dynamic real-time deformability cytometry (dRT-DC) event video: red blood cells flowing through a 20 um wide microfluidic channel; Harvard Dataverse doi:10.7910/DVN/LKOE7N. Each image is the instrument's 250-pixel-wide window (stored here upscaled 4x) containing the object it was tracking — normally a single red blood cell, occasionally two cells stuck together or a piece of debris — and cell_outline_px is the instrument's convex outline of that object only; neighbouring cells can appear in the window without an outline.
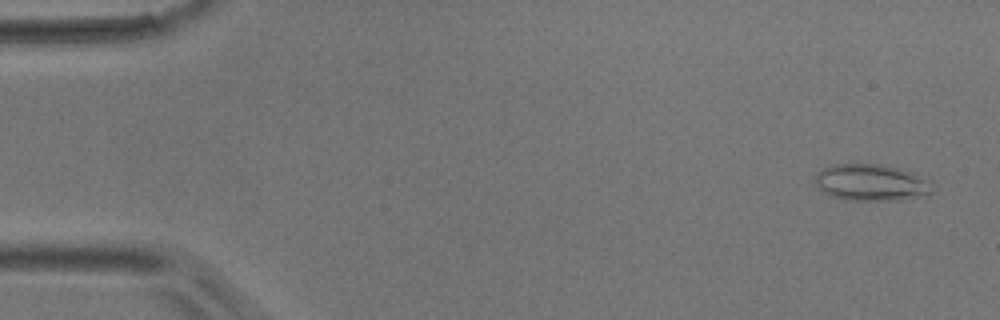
{"species": "common noctule bat (a hibernating species)", "species_latin": "Nyctalus noctula", "temperature_condition": "room temperature", "stored_images_in_passage": 48, "camera_frame_rate_fps": 3000, "um_per_image_px": 0.085, "animal": {"sex": "male", "body_mass_g": 17.9}, "frame": {"image": 1, "passage_image": 2, "time_ms": 0.333, "image_size_px": [1000, 320], "cell_outline_px": [[936, 188], [928, 196], [900, 200], [844, 200], [832, 196], [824, 192], [816, 184], [816, 172], [832, 164], [880, 164], [912, 172], [932, 180], [936, 184]], "centroid_in_image_um": [74.16, 15.53], "position_along_channel_um": 10.8, "area_um2": 25.49}}
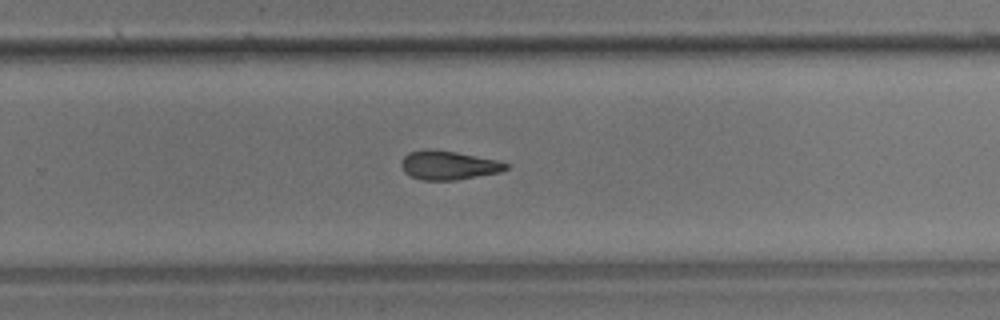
{"frame": {"image": 2, "passage_image": 31, "time_ms": 10.0, "image_size_px": [1000, 320], "cell_outline_px": [[508, 168], [500, 172], [456, 180], [420, 180], [404, 172], [400, 164], [400, 160], [408, 152], [424, 148], [432, 148], [456, 152], [500, 160], [508, 164]], "centroid_in_image_um": [38.09, 14.03], "position_along_channel_um": 291.7, "area_um2": 17.92}}
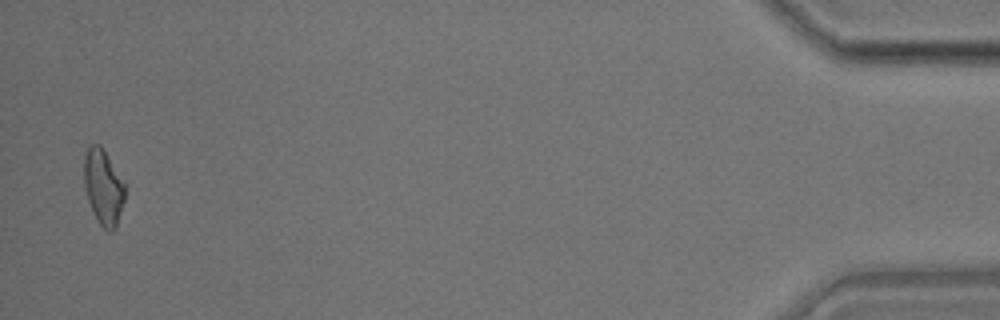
{"frame": {"image": 3, "passage_image": 47, "time_ms": 15.333, "image_size_px": [1000, 320], "cell_outline_px": [[124, 200], [116, 228], [112, 232], [108, 232], [100, 224], [92, 212], [88, 200], [84, 184], [84, 156], [88, 148], [92, 144], [100, 144], [124, 184]], "centroid_in_image_um": [8.76, 15.94], "position_along_channel_um": 426.4, "area_um2": 17.63}}